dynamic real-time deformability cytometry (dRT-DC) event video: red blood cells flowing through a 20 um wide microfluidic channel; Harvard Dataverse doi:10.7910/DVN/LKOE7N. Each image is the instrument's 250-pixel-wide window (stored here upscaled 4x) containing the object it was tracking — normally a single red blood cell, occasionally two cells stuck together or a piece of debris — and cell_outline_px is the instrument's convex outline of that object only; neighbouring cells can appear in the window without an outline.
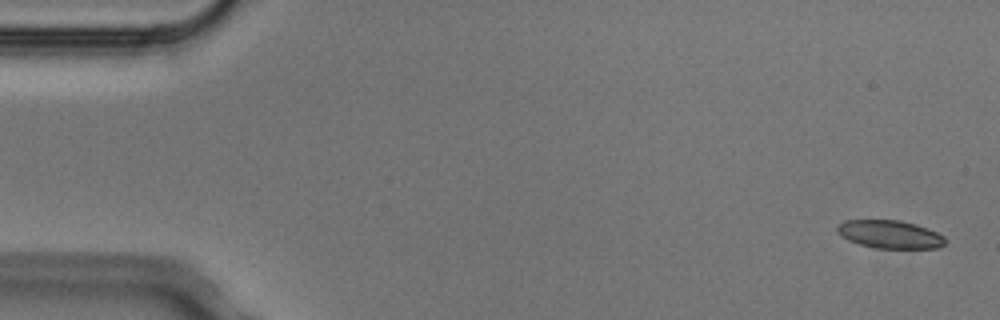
{"species": "Egyptian fruit bat (a non-hibernating species)", "species_latin": "Rousettus aegyptiacus", "temperature_condition": "cold", "stored_images_in_passage": 6, "camera_frame_rate_fps": 3000, "um_per_image_px": 0.085, "animal": {"sex": "male"}, "frame": {"image": 1, "passage_image": 1, "time_ms": 0.0, "image_size_px": [1000, 320], "cell_outline_px": [[944, 244], [936, 248], [876, 248], [860, 244], [848, 240], [840, 236], [836, 232], [836, 228], [844, 220], [900, 220], [916, 224], [928, 228], [944, 236]], "centroid_in_image_um": [75.61, 19.91], "position_along_channel_um": 9.4, "area_um2": 17.63}}
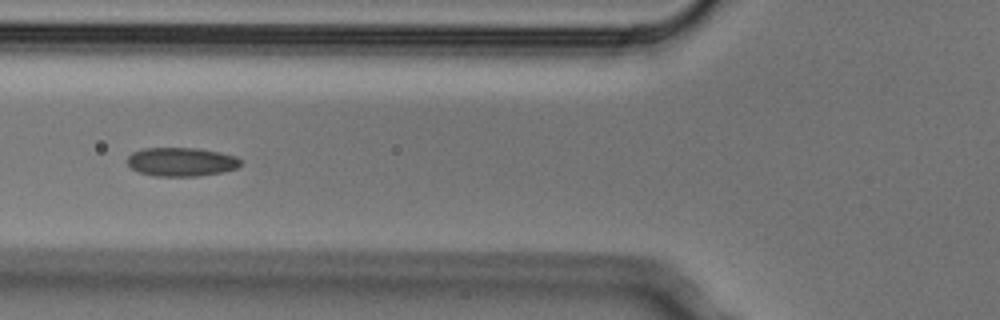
{"frame": {"image": 2, "passage_image": 6, "time_ms": 1.667, "image_size_px": [1000, 320], "cell_outline_px": [[240, 164], [236, 168], [224, 172], [196, 176], [156, 176], [140, 172], [132, 168], [128, 164], [128, 156], [132, 152], [144, 148], [200, 148], [220, 152], [236, 156], [240, 160]], "centroid_in_image_um": [15.42, 13.75], "position_along_channel_um": 110.4, "area_um2": 18.96}}